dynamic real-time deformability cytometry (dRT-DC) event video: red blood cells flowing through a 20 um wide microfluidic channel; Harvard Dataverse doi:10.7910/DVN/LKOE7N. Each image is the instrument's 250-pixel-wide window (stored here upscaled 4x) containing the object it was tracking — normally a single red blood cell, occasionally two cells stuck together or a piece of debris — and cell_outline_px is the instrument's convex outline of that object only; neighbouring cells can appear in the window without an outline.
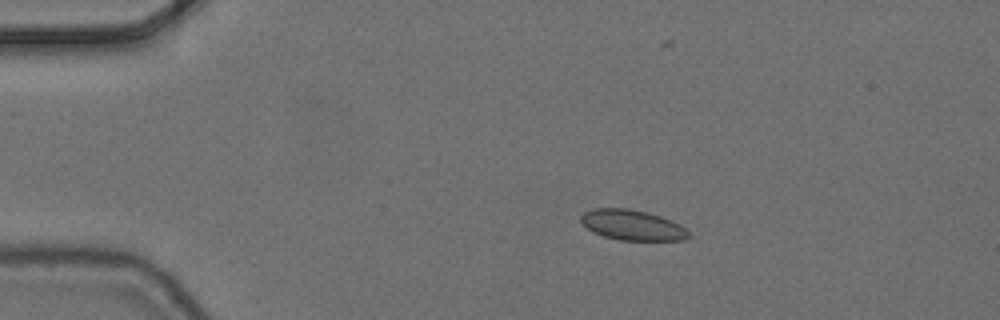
{"species": "common noctule bat (a hibernating species)", "species_latin": "Nyctalus noctula", "temperature_condition": "cold", "stored_images_in_passage": 5, "camera_frame_rate_fps": 3000, "um_per_image_px": 0.085, "animal": {"sex": "female", "body_mass_g": 24.6, "forearm_length_mm": 56.2}, "frame": {"image": 1, "passage_image": 2, "time_ms": 0.333, "image_size_px": [1000, 320], "cell_outline_px": [[688, 236], [684, 240], [620, 240], [604, 236], [588, 228], [580, 220], [580, 216], [584, 212], [596, 208], [628, 208], [648, 212], [660, 216], [684, 228], [688, 232]], "centroid_in_image_um": [53.71, 19.12], "position_along_channel_um": 31.3, "area_um2": 18.61}}
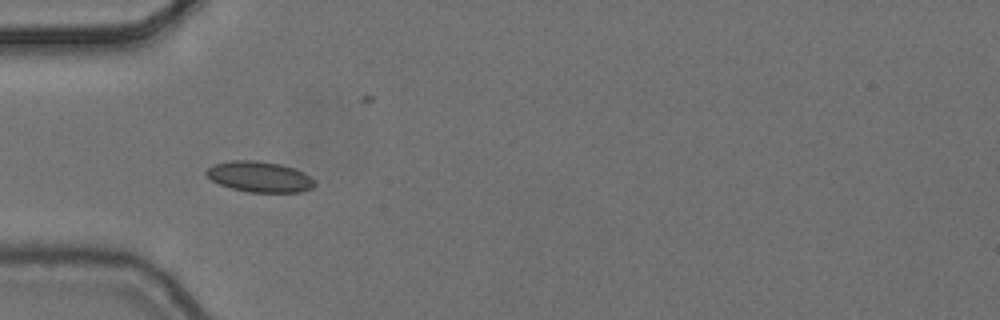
{"frame": {"image": 2, "passage_image": 4, "time_ms": 1.0, "image_size_px": [1000, 320], "cell_outline_px": [[316, 184], [312, 188], [300, 192], [248, 192], [232, 188], [220, 184], [212, 180], [204, 172], [208, 168], [216, 164], [232, 160], [256, 160], [280, 164], [304, 172], [316, 180]], "centroid_in_image_um": [22.1, 15.02], "position_along_channel_um": 62.9, "area_um2": 19.31}}
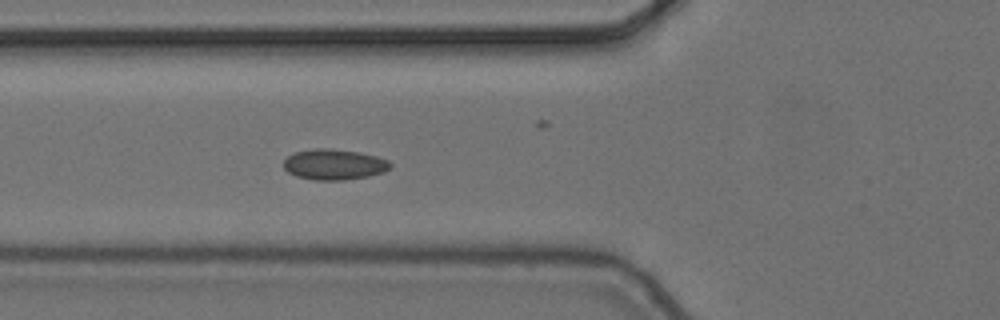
{"frame": {"image": 3, "passage_image": 5, "time_ms": 1.333, "image_size_px": [1000, 320], "cell_outline_px": [[392, 168], [384, 172], [368, 176], [344, 180], [312, 180], [296, 176], [288, 172], [284, 168], [284, 160], [288, 156], [296, 152], [316, 148], [332, 148], [360, 152], [376, 156], [388, 160], [392, 164]], "centroid_in_image_um": [28.43, 13.98], "position_along_channel_um": 97.4, "area_um2": 19.19}}